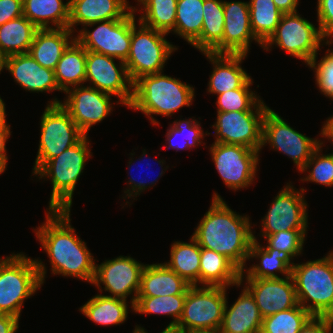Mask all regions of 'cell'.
Returning a JSON list of instances; mask_svg holds the SVG:
<instances>
[{"instance_id":"1","label":"cell","mask_w":333,"mask_h":333,"mask_svg":"<svg viewBox=\"0 0 333 333\" xmlns=\"http://www.w3.org/2000/svg\"><path fill=\"white\" fill-rule=\"evenodd\" d=\"M70 213V210H47L46 221L34 231L41 248L50 258L53 274L79 278L92 284L94 257L71 226Z\"/></svg>"},{"instance_id":"2","label":"cell","mask_w":333,"mask_h":333,"mask_svg":"<svg viewBox=\"0 0 333 333\" xmlns=\"http://www.w3.org/2000/svg\"><path fill=\"white\" fill-rule=\"evenodd\" d=\"M249 216L232 211L218 193L191 235L201 248L227 257L240 271L246 267L253 239Z\"/></svg>"},{"instance_id":"3","label":"cell","mask_w":333,"mask_h":333,"mask_svg":"<svg viewBox=\"0 0 333 333\" xmlns=\"http://www.w3.org/2000/svg\"><path fill=\"white\" fill-rule=\"evenodd\" d=\"M193 86L162 72L141 76L133 83V99L128 108L139 110L153 125L159 122L152 116L171 117L183 106L192 104L195 97Z\"/></svg>"},{"instance_id":"4","label":"cell","mask_w":333,"mask_h":333,"mask_svg":"<svg viewBox=\"0 0 333 333\" xmlns=\"http://www.w3.org/2000/svg\"><path fill=\"white\" fill-rule=\"evenodd\" d=\"M23 253L0 258V314L20 319L25 299L30 298L45 281V264Z\"/></svg>"},{"instance_id":"5","label":"cell","mask_w":333,"mask_h":333,"mask_svg":"<svg viewBox=\"0 0 333 333\" xmlns=\"http://www.w3.org/2000/svg\"><path fill=\"white\" fill-rule=\"evenodd\" d=\"M291 277L299 305L312 316L333 318V251L321 259L295 263Z\"/></svg>"},{"instance_id":"6","label":"cell","mask_w":333,"mask_h":333,"mask_svg":"<svg viewBox=\"0 0 333 333\" xmlns=\"http://www.w3.org/2000/svg\"><path fill=\"white\" fill-rule=\"evenodd\" d=\"M89 139L85 135L77 144L47 161L34 175L50 178L52 193L48 210H71L77 181L91 155Z\"/></svg>"},{"instance_id":"7","label":"cell","mask_w":333,"mask_h":333,"mask_svg":"<svg viewBox=\"0 0 333 333\" xmlns=\"http://www.w3.org/2000/svg\"><path fill=\"white\" fill-rule=\"evenodd\" d=\"M227 289L222 286H191L186 294L182 316L171 333L219 331Z\"/></svg>"},{"instance_id":"8","label":"cell","mask_w":333,"mask_h":333,"mask_svg":"<svg viewBox=\"0 0 333 333\" xmlns=\"http://www.w3.org/2000/svg\"><path fill=\"white\" fill-rule=\"evenodd\" d=\"M324 43L329 46L333 41L327 40L319 26L315 27L295 12L282 15L275 32L262 45V48L269 51L273 48L272 45H276L308 65Z\"/></svg>"},{"instance_id":"9","label":"cell","mask_w":333,"mask_h":333,"mask_svg":"<svg viewBox=\"0 0 333 333\" xmlns=\"http://www.w3.org/2000/svg\"><path fill=\"white\" fill-rule=\"evenodd\" d=\"M132 27L129 55L125 61L128 75L134 83L141 76L160 73L171 54L178 48L167 41L166 33L144 26Z\"/></svg>"},{"instance_id":"10","label":"cell","mask_w":333,"mask_h":333,"mask_svg":"<svg viewBox=\"0 0 333 333\" xmlns=\"http://www.w3.org/2000/svg\"><path fill=\"white\" fill-rule=\"evenodd\" d=\"M40 123L39 149L32 174L47 161L77 144L85 134L61 104H47Z\"/></svg>"},{"instance_id":"11","label":"cell","mask_w":333,"mask_h":333,"mask_svg":"<svg viewBox=\"0 0 333 333\" xmlns=\"http://www.w3.org/2000/svg\"><path fill=\"white\" fill-rule=\"evenodd\" d=\"M133 10L120 20L99 21L84 26L79 30L75 40L87 51L108 55L117 60L126 61L131 46L132 27L136 24ZM92 31L87 27L97 25Z\"/></svg>"},{"instance_id":"12","label":"cell","mask_w":333,"mask_h":333,"mask_svg":"<svg viewBox=\"0 0 333 333\" xmlns=\"http://www.w3.org/2000/svg\"><path fill=\"white\" fill-rule=\"evenodd\" d=\"M269 107L260 99L249 111H217L215 143L242 145L262 149V122ZM254 109V111H253Z\"/></svg>"},{"instance_id":"13","label":"cell","mask_w":333,"mask_h":333,"mask_svg":"<svg viewBox=\"0 0 333 333\" xmlns=\"http://www.w3.org/2000/svg\"><path fill=\"white\" fill-rule=\"evenodd\" d=\"M322 143L294 130L278 113L267 109L262 122V147L270 144L272 149L286 154L299 171Z\"/></svg>"},{"instance_id":"14","label":"cell","mask_w":333,"mask_h":333,"mask_svg":"<svg viewBox=\"0 0 333 333\" xmlns=\"http://www.w3.org/2000/svg\"><path fill=\"white\" fill-rule=\"evenodd\" d=\"M215 167L227 188L234 191L253 184L259 151L242 145L212 143L209 148Z\"/></svg>"},{"instance_id":"15","label":"cell","mask_w":333,"mask_h":333,"mask_svg":"<svg viewBox=\"0 0 333 333\" xmlns=\"http://www.w3.org/2000/svg\"><path fill=\"white\" fill-rule=\"evenodd\" d=\"M144 267L143 263L130 256H119L106 260L100 265L95 264V275L92 284L98 287L100 292L104 289V291L110 292L111 294L105 295L108 297L127 300L128 295H132L130 307L131 310H134ZM100 284L104 285L103 289Z\"/></svg>"},{"instance_id":"16","label":"cell","mask_w":333,"mask_h":333,"mask_svg":"<svg viewBox=\"0 0 333 333\" xmlns=\"http://www.w3.org/2000/svg\"><path fill=\"white\" fill-rule=\"evenodd\" d=\"M116 58L86 50L85 82L99 91L117 96V104L130 106L133 99V82L131 81L126 64ZM92 85V86H91Z\"/></svg>"},{"instance_id":"17","label":"cell","mask_w":333,"mask_h":333,"mask_svg":"<svg viewBox=\"0 0 333 333\" xmlns=\"http://www.w3.org/2000/svg\"><path fill=\"white\" fill-rule=\"evenodd\" d=\"M296 188L287 183L274 201L270 204L267 214L262 219V232L260 235L266 237L280 231L291 229H307L308 213L305 201V189Z\"/></svg>"},{"instance_id":"18","label":"cell","mask_w":333,"mask_h":333,"mask_svg":"<svg viewBox=\"0 0 333 333\" xmlns=\"http://www.w3.org/2000/svg\"><path fill=\"white\" fill-rule=\"evenodd\" d=\"M65 101L54 98L49 104H61L69 113L79 129L88 136L89 129L101 122L112 111L113 104L108 93L99 91L88 85L68 89Z\"/></svg>"},{"instance_id":"19","label":"cell","mask_w":333,"mask_h":333,"mask_svg":"<svg viewBox=\"0 0 333 333\" xmlns=\"http://www.w3.org/2000/svg\"><path fill=\"white\" fill-rule=\"evenodd\" d=\"M224 34L212 53L248 54L250 42L255 38L250 22L249 2L223 1Z\"/></svg>"},{"instance_id":"20","label":"cell","mask_w":333,"mask_h":333,"mask_svg":"<svg viewBox=\"0 0 333 333\" xmlns=\"http://www.w3.org/2000/svg\"><path fill=\"white\" fill-rule=\"evenodd\" d=\"M262 318L296 307L298 303L291 276L282 278H245Z\"/></svg>"},{"instance_id":"21","label":"cell","mask_w":333,"mask_h":333,"mask_svg":"<svg viewBox=\"0 0 333 333\" xmlns=\"http://www.w3.org/2000/svg\"><path fill=\"white\" fill-rule=\"evenodd\" d=\"M203 54L213 65L207 88L209 93L219 95L233 89L250 88L253 85L251 76L241 67L247 54L212 52H203Z\"/></svg>"},{"instance_id":"22","label":"cell","mask_w":333,"mask_h":333,"mask_svg":"<svg viewBox=\"0 0 333 333\" xmlns=\"http://www.w3.org/2000/svg\"><path fill=\"white\" fill-rule=\"evenodd\" d=\"M4 69L8 70L14 81L26 91L37 93L61 91L54 70L42 67L29 53L6 57Z\"/></svg>"},{"instance_id":"23","label":"cell","mask_w":333,"mask_h":333,"mask_svg":"<svg viewBox=\"0 0 333 333\" xmlns=\"http://www.w3.org/2000/svg\"><path fill=\"white\" fill-rule=\"evenodd\" d=\"M69 3L68 28L72 32L81 24L84 27L99 21L120 20L133 10L127 0H69Z\"/></svg>"},{"instance_id":"24","label":"cell","mask_w":333,"mask_h":333,"mask_svg":"<svg viewBox=\"0 0 333 333\" xmlns=\"http://www.w3.org/2000/svg\"><path fill=\"white\" fill-rule=\"evenodd\" d=\"M229 308L226 301L219 333H260L262 316L250 291L243 287Z\"/></svg>"},{"instance_id":"25","label":"cell","mask_w":333,"mask_h":333,"mask_svg":"<svg viewBox=\"0 0 333 333\" xmlns=\"http://www.w3.org/2000/svg\"><path fill=\"white\" fill-rule=\"evenodd\" d=\"M253 239L254 241L250 246L248 260L255 258L260 261L259 264H252L247 270L244 269L241 271L240 282H243L244 278H282L277 272L283 274V277L291 276V270L295 263L291 262L293 258L287 252L279 251L275 248H263L257 241L255 235H253Z\"/></svg>"},{"instance_id":"26","label":"cell","mask_w":333,"mask_h":333,"mask_svg":"<svg viewBox=\"0 0 333 333\" xmlns=\"http://www.w3.org/2000/svg\"><path fill=\"white\" fill-rule=\"evenodd\" d=\"M69 28L38 29L28 53L42 67L55 70L63 52L75 40Z\"/></svg>"},{"instance_id":"27","label":"cell","mask_w":333,"mask_h":333,"mask_svg":"<svg viewBox=\"0 0 333 333\" xmlns=\"http://www.w3.org/2000/svg\"><path fill=\"white\" fill-rule=\"evenodd\" d=\"M190 287V284L164 263L145 264L137 296L156 297L187 294Z\"/></svg>"},{"instance_id":"28","label":"cell","mask_w":333,"mask_h":333,"mask_svg":"<svg viewBox=\"0 0 333 333\" xmlns=\"http://www.w3.org/2000/svg\"><path fill=\"white\" fill-rule=\"evenodd\" d=\"M241 271L224 255L201 248L200 283L207 286H239Z\"/></svg>"},{"instance_id":"29","label":"cell","mask_w":333,"mask_h":333,"mask_svg":"<svg viewBox=\"0 0 333 333\" xmlns=\"http://www.w3.org/2000/svg\"><path fill=\"white\" fill-rule=\"evenodd\" d=\"M69 6V0H23V16L38 29L68 28Z\"/></svg>"},{"instance_id":"30","label":"cell","mask_w":333,"mask_h":333,"mask_svg":"<svg viewBox=\"0 0 333 333\" xmlns=\"http://www.w3.org/2000/svg\"><path fill=\"white\" fill-rule=\"evenodd\" d=\"M54 73L61 92L83 85L86 76V49L74 40L63 52Z\"/></svg>"},{"instance_id":"31","label":"cell","mask_w":333,"mask_h":333,"mask_svg":"<svg viewBox=\"0 0 333 333\" xmlns=\"http://www.w3.org/2000/svg\"><path fill=\"white\" fill-rule=\"evenodd\" d=\"M170 249V260L164 264L191 286L199 285L201 247L197 241L191 236L190 243L175 241Z\"/></svg>"},{"instance_id":"32","label":"cell","mask_w":333,"mask_h":333,"mask_svg":"<svg viewBox=\"0 0 333 333\" xmlns=\"http://www.w3.org/2000/svg\"><path fill=\"white\" fill-rule=\"evenodd\" d=\"M127 300L97 294L79 308L88 319L100 325H120L128 315Z\"/></svg>"},{"instance_id":"33","label":"cell","mask_w":333,"mask_h":333,"mask_svg":"<svg viewBox=\"0 0 333 333\" xmlns=\"http://www.w3.org/2000/svg\"><path fill=\"white\" fill-rule=\"evenodd\" d=\"M38 28L25 16L0 26V51L5 57L28 53Z\"/></svg>"},{"instance_id":"34","label":"cell","mask_w":333,"mask_h":333,"mask_svg":"<svg viewBox=\"0 0 333 333\" xmlns=\"http://www.w3.org/2000/svg\"><path fill=\"white\" fill-rule=\"evenodd\" d=\"M223 34V0H204L201 35L192 46L202 53L211 52L222 41Z\"/></svg>"},{"instance_id":"35","label":"cell","mask_w":333,"mask_h":333,"mask_svg":"<svg viewBox=\"0 0 333 333\" xmlns=\"http://www.w3.org/2000/svg\"><path fill=\"white\" fill-rule=\"evenodd\" d=\"M185 298L186 294L156 297L137 296L133 311L139 314L171 316L173 321L163 330V332H171L182 316Z\"/></svg>"},{"instance_id":"36","label":"cell","mask_w":333,"mask_h":333,"mask_svg":"<svg viewBox=\"0 0 333 333\" xmlns=\"http://www.w3.org/2000/svg\"><path fill=\"white\" fill-rule=\"evenodd\" d=\"M137 2L143 11L138 22L166 34L174 30L177 0H137Z\"/></svg>"},{"instance_id":"37","label":"cell","mask_w":333,"mask_h":333,"mask_svg":"<svg viewBox=\"0 0 333 333\" xmlns=\"http://www.w3.org/2000/svg\"><path fill=\"white\" fill-rule=\"evenodd\" d=\"M204 0H177L176 24L173 30L189 44L201 35Z\"/></svg>"},{"instance_id":"38","label":"cell","mask_w":333,"mask_h":333,"mask_svg":"<svg viewBox=\"0 0 333 333\" xmlns=\"http://www.w3.org/2000/svg\"><path fill=\"white\" fill-rule=\"evenodd\" d=\"M249 13L253 34L262 45L275 32L284 14L273 0H250Z\"/></svg>"},{"instance_id":"39","label":"cell","mask_w":333,"mask_h":333,"mask_svg":"<svg viewBox=\"0 0 333 333\" xmlns=\"http://www.w3.org/2000/svg\"><path fill=\"white\" fill-rule=\"evenodd\" d=\"M313 316L301 305L262 319L260 333H298Z\"/></svg>"},{"instance_id":"40","label":"cell","mask_w":333,"mask_h":333,"mask_svg":"<svg viewBox=\"0 0 333 333\" xmlns=\"http://www.w3.org/2000/svg\"><path fill=\"white\" fill-rule=\"evenodd\" d=\"M200 122L197 121V119H181L175 120L173 124L170 125L169 129H167L166 133V141L168 144L167 149L170 148H176L177 151L183 150V149H190L192 147L197 146L198 144L201 145L200 140L204 138V135H209L210 133L207 134V132L204 134L202 131L203 129L200 128ZM178 136H183L185 137V142L183 143H174L175 138Z\"/></svg>"},{"instance_id":"41","label":"cell","mask_w":333,"mask_h":333,"mask_svg":"<svg viewBox=\"0 0 333 333\" xmlns=\"http://www.w3.org/2000/svg\"><path fill=\"white\" fill-rule=\"evenodd\" d=\"M323 143L313 152L311 158L307 161L306 165L300 171L309 172L305 178H301L302 181L315 182L316 184H322L327 187L333 186V154L323 155L322 152ZM313 167V168H312ZM312 168V170H310ZM309 170V171H308Z\"/></svg>"},{"instance_id":"42","label":"cell","mask_w":333,"mask_h":333,"mask_svg":"<svg viewBox=\"0 0 333 333\" xmlns=\"http://www.w3.org/2000/svg\"><path fill=\"white\" fill-rule=\"evenodd\" d=\"M307 229L280 231L265 237L268 245L263 248H275L287 252L293 259L302 253Z\"/></svg>"},{"instance_id":"43","label":"cell","mask_w":333,"mask_h":333,"mask_svg":"<svg viewBox=\"0 0 333 333\" xmlns=\"http://www.w3.org/2000/svg\"><path fill=\"white\" fill-rule=\"evenodd\" d=\"M217 111H249L261 98L250 88H238L217 95Z\"/></svg>"},{"instance_id":"44","label":"cell","mask_w":333,"mask_h":333,"mask_svg":"<svg viewBox=\"0 0 333 333\" xmlns=\"http://www.w3.org/2000/svg\"><path fill=\"white\" fill-rule=\"evenodd\" d=\"M307 66L314 70L315 82L320 92L333 100V51L326 50L320 61H317L316 55Z\"/></svg>"},{"instance_id":"45","label":"cell","mask_w":333,"mask_h":333,"mask_svg":"<svg viewBox=\"0 0 333 333\" xmlns=\"http://www.w3.org/2000/svg\"><path fill=\"white\" fill-rule=\"evenodd\" d=\"M317 18L323 35L333 38V0H317Z\"/></svg>"},{"instance_id":"46","label":"cell","mask_w":333,"mask_h":333,"mask_svg":"<svg viewBox=\"0 0 333 333\" xmlns=\"http://www.w3.org/2000/svg\"><path fill=\"white\" fill-rule=\"evenodd\" d=\"M23 16V0H0V26Z\"/></svg>"},{"instance_id":"47","label":"cell","mask_w":333,"mask_h":333,"mask_svg":"<svg viewBox=\"0 0 333 333\" xmlns=\"http://www.w3.org/2000/svg\"><path fill=\"white\" fill-rule=\"evenodd\" d=\"M332 329V317L313 316L298 333H331Z\"/></svg>"},{"instance_id":"48","label":"cell","mask_w":333,"mask_h":333,"mask_svg":"<svg viewBox=\"0 0 333 333\" xmlns=\"http://www.w3.org/2000/svg\"><path fill=\"white\" fill-rule=\"evenodd\" d=\"M150 159V158H149ZM148 159V160H149ZM138 165V164H137ZM146 166H150L149 162L146 164ZM152 166V165H151ZM165 172L163 170H161V172L158 175V178L161 177V175H163ZM130 180L128 181V185L129 188L124 190L125 193V197L123 199L126 198H133V197H137V195H140L141 192H143L144 190L148 189V187L150 188V186L153 184L155 185V182H157V179H154V181H150L147 182L146 178L145 180L141 179V180H137L136 178H134L132 175L130 176ZM147 177V176H146ZM131 187V188H130Z\"/></svg>"},{"instance_id":"49","label":"cell","mask_w":333,"mask_h":333,"mask_svg":"<svg viewBox=\"0 0 333 333\" xmlns=\"http://www.w3.org/2000/svg\"><path fill=\"white\" fill-rule=\"evenodd\" d=\"M19 329V318L0 314V333H15Z\"/></svg>"},{"instance_id":"50","label":"cell","mask_w":333,"mask_h":333,"mask_svg":"<svg viewBox=\"0 0 333 333\" xmlns=\"http://www.w3.org/2000/svg\"><path fill=\"white\" fill-rule=\"evenodd\" d=\"M11 135L10 126L6 123L3 127L0 128V162L6 167L7 166V150L6 142Z\"/></svg>"},{"instance_id":"51","label":"cell","mask_w":333,"mask_h":333,"mask_svg":"<svg viewBox=\"0 0 333 333\" xmlns=\"http://www.w3.org/2000/svg\"><path fill=\"white\" fill-rule=\"evenodd\" d=\"M277 8L284 14L297 12L299 0H273Z\"/></svg>"},{"instance_id":"52","label":"cell","mask_w":333,"mask_h":333,"mask_svg":"<svg viewBox=\"0 0 333 333\" xmlns=\"http://www.w3.org/2000/svg\"><path fill=\"white\" fill-rule=\"evenodd\" d=\"M321 135H333V115L329 117L321 128Z\"/></svg>"},{"instance_id":"53","label":"cell","mask_w":333,"mask_h":333,"mask_svg":"<svg viewBox=\"0 0 333 333\" xmlns=\"http://www.w3.org/2000/svg\"><path fill=\"white\" fill-rule=\"evenodd\" d=\"M5 110H6L5 102L0 97V128L6 124V111Z\"/></svg>"},{"instance_id":"54","label":"cell","mask_w":333,"mask_h":333,"mask_svg":"<svg viewBox=\"0 0 333 333\" xmlns=\"http://www.w3.org/2000/svg\"><path fill=\"white\" fill-rule=\"evenodd\" d=\"M5 56L2 54V52L0 51V73L1 71L4 69L5 66Z\"/></svg>"},{"instance_id":"55","label":"cell","mask_w":333,"mask_h":333,"mask_svg":"<svg viewBox=\"0 0 333 333\" xmlns=\"http://www.w3.org/2000/svg\"><path fill=\"white\" fill-rule=\"evenodd\" d=\"M133 333H147V331H145V329L143 327L136 325Z\"/></svg>"},{"instance_id":"56","label":"cell","mask_w":333,"mask_h":333,"mask_svg":"<svg viewBox=\"0 0 333 333\" xmlns=\"http://www.w3.org/2000/svg\"><path fill=\"white\" fill-rule=\"evenodd\" d=\"M320 136H322L323 138H324V137L327 138V139L330 140V141L332 142V144H333V135H321V131H320ZM332 154H333V152H332Z\"/></svg>"},{"instance_id":"57","label":"cell","mask_w":333,"mask_h":333,"mask_svg":"<svg viewBox=\"0 0 333 333\" xmlns=\"http://www.w3.org/2000/svg\"><path fill=\"white\" fill-rule=\"evenodd\" d=\"M6 170V167L0 162V174Z\"/></svg>"},{"instance_id":"58","label":"cell","mask_w":333,"mask_h":333,"mask_svg":"<svg viewBox=\"0 0 333 333\" xmlns=\"http://www.w3.org/2000/svg\"><path fill=\"white\" fill-rule=\"evenodd\" d=\"M196 333H219V332L217 331V332H196Z\"/></svg>"}]
</instances>
